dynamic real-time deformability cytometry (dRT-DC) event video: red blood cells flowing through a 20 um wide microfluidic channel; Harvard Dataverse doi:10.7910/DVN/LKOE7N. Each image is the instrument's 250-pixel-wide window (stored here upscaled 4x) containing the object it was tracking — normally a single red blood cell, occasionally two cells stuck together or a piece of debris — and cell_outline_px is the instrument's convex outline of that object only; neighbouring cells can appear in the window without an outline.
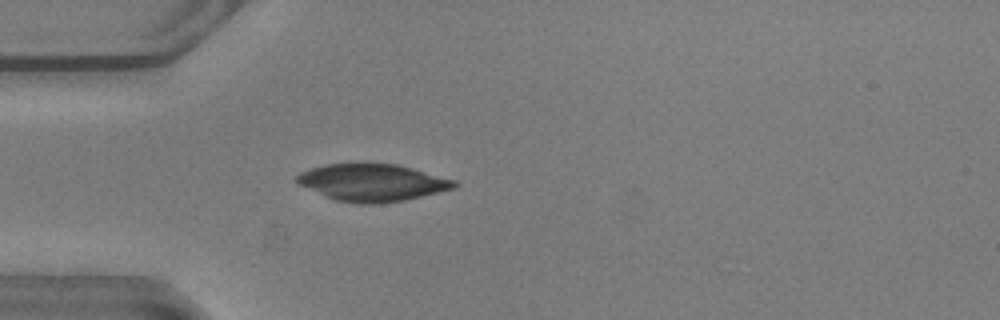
{"species": "common noctule bat (a hibernating species)", "species_latin": "Nyctalus noctula", "temperature_condition": "warm", "stored_images_in_passage": 32, "camera_frame_rate_fps": 3000, "um_per_image_px": 0.085, "animal": {"sex": "male", "body_mass_g": 20.5, "forearm_length_mm": 52.5}, "frame": {"image": 1, "passage_image": 5, "time_ms": 1.333, "image_size_px": [1000, 320], "cell_outline_px": [[460, 184], [456, 188], [404, 200], [380, 204], [356, 204], [336, 200], [324, 196], [296, 184], [296, 176], [300, 172], [324, 164], [396, 164], [412, 168], [456, 180]], "centroid_in_image_um": [31.64, 15.53], "position_along_channel_um": 53.4, "area_um2": 34.22}}
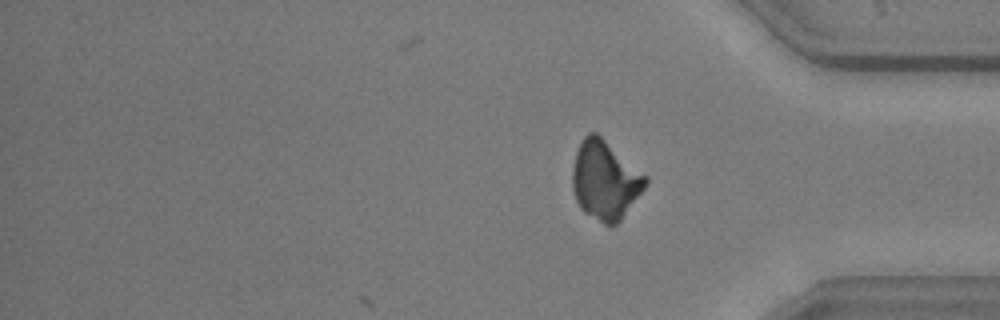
{"frame": {"image": 2, "passage_image": 32, "time_ms": 10.333, "image_size_px": [1000, 320], "cell_outline_px": [[648, 180], [644, 188], [620, 220], [616, 224], [604, 224], [584, 212], [580, 208], [576, 200], [572, 188], [572, 168], [576, 152], [584, 136], [588, 132], [596, 132], [648, 176]], "centroid_in_image_um": [51.42, 15.3], "position_along_channel_um": 383.8, "area_um2": 33.29}}